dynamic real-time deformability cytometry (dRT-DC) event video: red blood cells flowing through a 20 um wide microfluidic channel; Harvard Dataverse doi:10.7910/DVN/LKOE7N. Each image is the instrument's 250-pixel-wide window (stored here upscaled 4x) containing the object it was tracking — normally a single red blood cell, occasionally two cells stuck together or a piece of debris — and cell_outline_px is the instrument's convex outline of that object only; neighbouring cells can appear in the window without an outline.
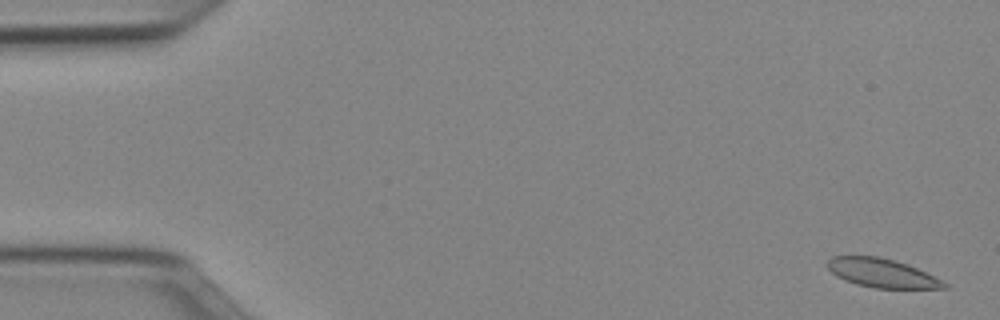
{"species": "Egyptian fruit bat (a non-hibernating species)", "species_latin": "Rousettus aegyptiacus", "temperature_condition": "cold", "stored_images_in_passage": 52, "camera_frame_rate_fps": 3000, "um_per_image_px": 0.085, "animal": {"sex": "female"}, "frame": {"image": 1, "passage_image": 2, "time_ms": 0.333, "image_size_px": [1000, 320], "cell_outline_px": [[948, 288], [872, 288], [856, 284], [844, 280], [836, 276], [824, 264], [832, 256], [880, 256], [896, 260], [908, 264], [948, 284]], "centroid_in_image_um": [74.9, 23.2], "position_along_channel_um": 10.1, "area_um2": 19.59}}
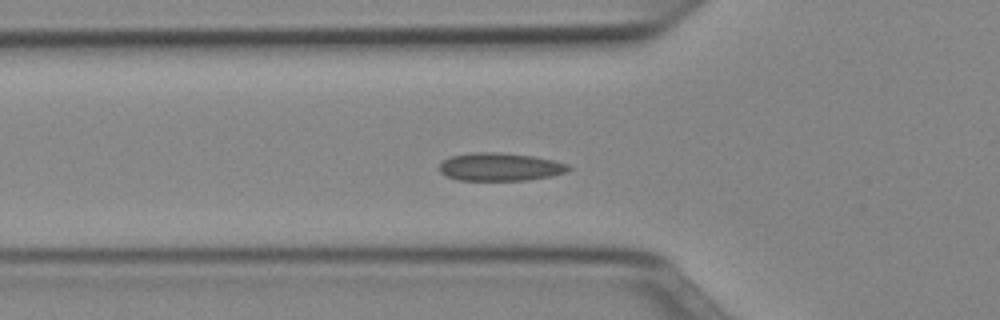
{"frame": {"image": 2, "passage_image": 18, "time_ms": 5.667, "image_size_px": [1000, 320], "cell_outline_px": [[572, 168], [568, 172], [552, 176], [528, 180], [456, 180], [440, 172], [440, 164], [444, 160], [452, 156], [472, 152], [496, 152], [536, 156], [568, 164]], "centroid_in_image_um": [42.55, 14.18], "position_along_channel_um": 83.3, "area_um2": 21.15}}
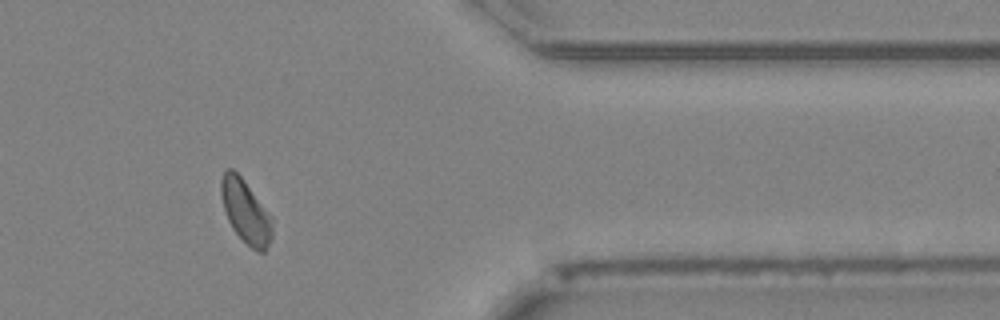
{"frame": {"image": 3, "passage_image": 43, "time_ms": 14.0, "image_size_px": [1000, 320], "cell_outline_px": [[272, 236], [264, 252], [256, 252], [232, 228], [228, 220], [220, 196], [220, 180], [224, 168], [232, 168], [244, 180], [272, 216]], "centroid_in_image_um": [20.86, 17.94], "position_along_channel_um": 390.5, "area_um2": 18.9}, "authors_computed_cell_mechanics": {"area_um2": 19.8543, "velocity_mm_per_s": 3.9259, "shape_relaxation_time_tau1_ms": null, "shape_relaxation_time_tau2_ms": 1.9335, "deformation_change_tau1": null, "deformation_change_tau2": 0.0401}}